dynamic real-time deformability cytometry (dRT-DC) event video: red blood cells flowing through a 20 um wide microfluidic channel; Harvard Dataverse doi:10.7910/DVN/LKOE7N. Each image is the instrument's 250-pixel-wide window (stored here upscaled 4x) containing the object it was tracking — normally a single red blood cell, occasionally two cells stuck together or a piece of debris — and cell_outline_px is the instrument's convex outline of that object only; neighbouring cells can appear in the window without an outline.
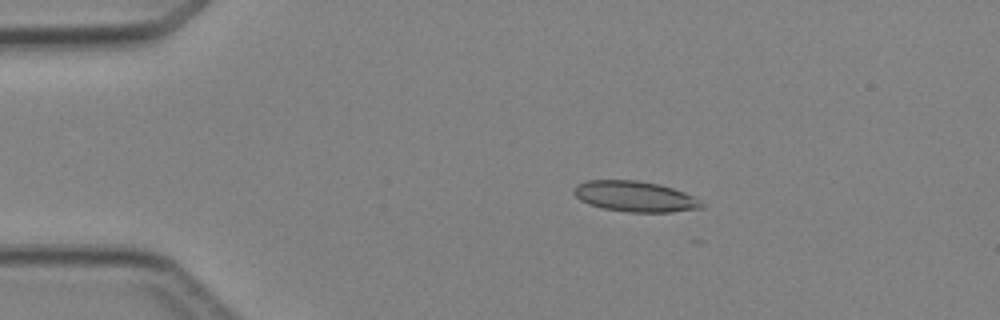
{"species": "Egyptian fruit bat (a non-hibernating species)", "species_latin": "Rousettus aegyptiacus", "temperature_condition": "cold", "stored_images_in_passage": 4, "camera_frame_rate_fps": 3000, "um_per_image_px": 0.085, "animal": {"sex": "female"}, "frame": {"image": 1, "passage_image": 2, "time_ms": 1.0, "image_size_px": [1000, 320], "cell_outline_px": [[704, 208], [672, 212], [628, 212], [604, 208], [588, 204], [580, 200], [572, 192], [576, 184], [588, 180], [636, 180], [660, 184], [684, 192], [700, 200], [704, 204]], "centroid_in_image_um": [53.97, 16.7], "position_along_channel_um": 31.0, "area_um2": 22.89}}